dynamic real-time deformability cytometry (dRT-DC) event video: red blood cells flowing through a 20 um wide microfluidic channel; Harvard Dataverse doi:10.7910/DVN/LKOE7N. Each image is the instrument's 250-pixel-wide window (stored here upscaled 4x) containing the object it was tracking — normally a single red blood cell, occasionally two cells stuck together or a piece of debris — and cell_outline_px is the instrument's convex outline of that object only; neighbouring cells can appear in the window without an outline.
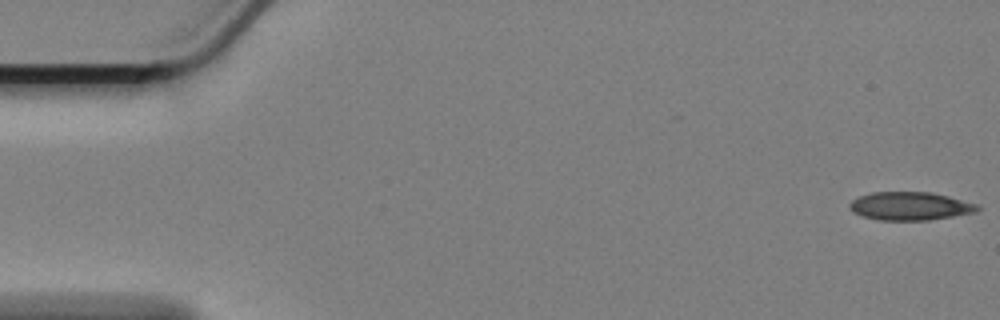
{"species": "Egyptian fruit bat (a non-hibernating species)", "species_latin": "Rousettus aegyptiacus", "temperature_condition": "cold", "stored_images_in_passage": 58, "camera_frame_rate_fps": 3000, "um_per_image_px": 0.085, "animal": {"sex": "female"}, "frame": {"image": 1, "passage_image": 1, "time_ms": 0.0, "image_size_px": [1000, 320], "cell_outline_px": [[980, 208], [976, 212], [928, 220], [880, 220], [864, 216], [852, 212], [848, 208], [848, 204], [852, 200], [860, 196], [872, 192], [932, 192], [980, 204]], "centroid_in_image_um": [77.37, 17.51], "position_along_channel_um": 7.6, "area_um2": 21.1}}
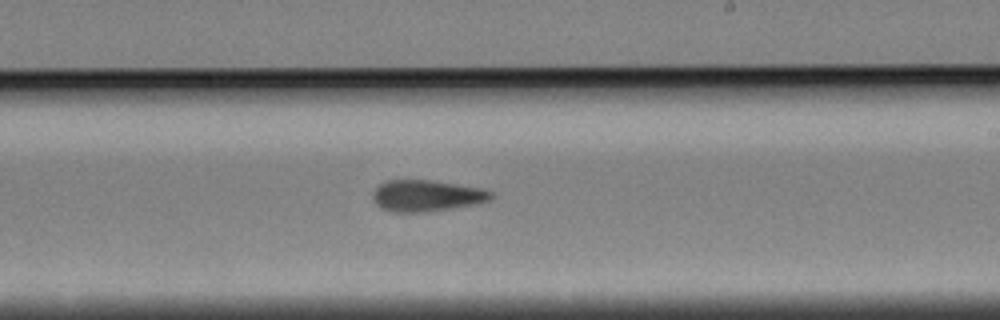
{"frame": {"image": 2, "passage_image": 34, "time_ms": 11.0, "image_size_px": [1000, 320], "cell_outline_px": [[492, 196], [488, 200], [476, 204], [424, 212], [392, 212], [376, 204], [372, 196], [372, 192], [380, 184], [388, 180], [432, 180], [480, 188], [492, 192]], "centroid_in_image_um": [36.23, 16.63], "position_along_channel_um": 252.8, "area_um2": 21.33}}
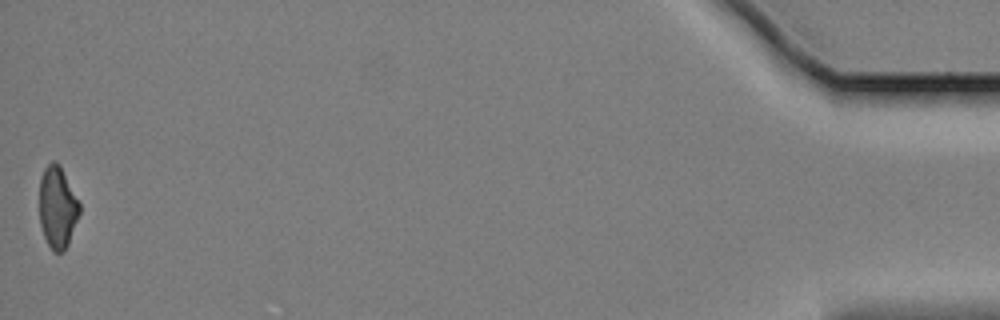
{"frame": {"image": 3, "passage_image": 58, "time_ms": 19.0, "image_size_px": [1000, 320], "cell_outline_px": [[80, 212], [68, 244], [64, 252], [52, 252], [44, 236], [40, 224], [40, 180], [44, 168], [52, 160], [56, 160], [60, 164], [80, 204]], "centroid_in_image_um": [4.88, 17.61], "position_along_channel_um": 430.3, "area_um2": 19.13}, "authors_computed_cell_mechanics": {"area_um2": 21.2704, "velocity_mm_per_s": 3.4062, "shape_relaxation_time_tau1_ms": 4.6871, "shape_relaxation_time_tau2_ms": 6.546, "deformation_change_tau1": 0.1142, "deformation_change_tau2": 0.1356}}